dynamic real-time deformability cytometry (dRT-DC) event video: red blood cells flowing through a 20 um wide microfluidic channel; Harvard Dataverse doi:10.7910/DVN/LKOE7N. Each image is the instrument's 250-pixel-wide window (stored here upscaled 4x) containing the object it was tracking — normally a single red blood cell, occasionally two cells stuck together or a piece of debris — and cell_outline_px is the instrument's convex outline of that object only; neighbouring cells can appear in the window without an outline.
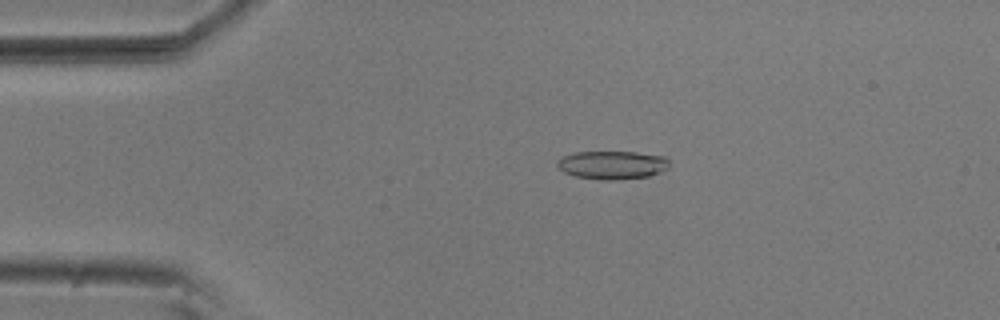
{"species": "common noctule bat (a hibernating species)", "species_latin": "Nyctalus noctula", "temperature_condition": "room temperature", "stored_images_in_passage": 5, "camera_frame_rate_fps": 3000, "um_per_image_px": 0.085, "animal": {"sex": "male", "body_mass_g": 20.5, "forearm_length_mm": 52.5}, "frame": {"image": 1, "passage_image": 4, "time_ms": 1.0, "image_size_px": [1000, 320], "cell_outline_px": [[668, 168], [660, 172], [648, 176], [616, 180], [600, 180], [576, 176], [564, 172], [556, 164], [556, 160], [560, 156], [576, 152], [636, 152], [664, 156], [668, 160]], "centroid_in_image_um": [52.01, 14.02], "position_along_channel_um": 33.0, "area_um2": 18.55}}